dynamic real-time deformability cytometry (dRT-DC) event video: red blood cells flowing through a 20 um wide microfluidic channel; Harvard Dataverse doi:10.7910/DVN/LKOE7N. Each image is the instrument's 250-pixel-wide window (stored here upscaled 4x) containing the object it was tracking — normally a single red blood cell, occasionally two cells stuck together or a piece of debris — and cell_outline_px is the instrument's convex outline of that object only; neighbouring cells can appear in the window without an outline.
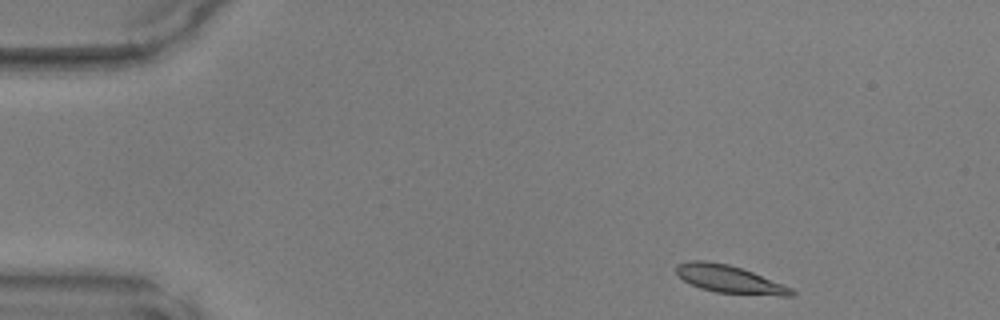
{"species": "common noctule bat (a hibernating species)", "species_latin": "Nyctalus noctula", "temperature_condition": "warm", "stored_images_in_passage": 43, "camera_frame_rate_fps": 3000, "um_per_image_px": 0.085, "animal": {"sex": "male", "body_mass_g": 17.9, "forearm_length_mm": 54.2}, "frame": {"image": 1, "passage_image": 1, "time_ms": 0.0, "image_size_px": [1000, 320], "cell_outline_px": [[796, 292], [792, 296], [780, 296], [716, 292], [700, 288], [684, 280], [676, 272], [676, 264], [688, 260], [704, 260], [728, 264], [752, 272], [792, 288]], "centroid_in_image_um": [61.99, 23.73], "position_along_channel_um": 23.0, "area_um2": 18.44}}
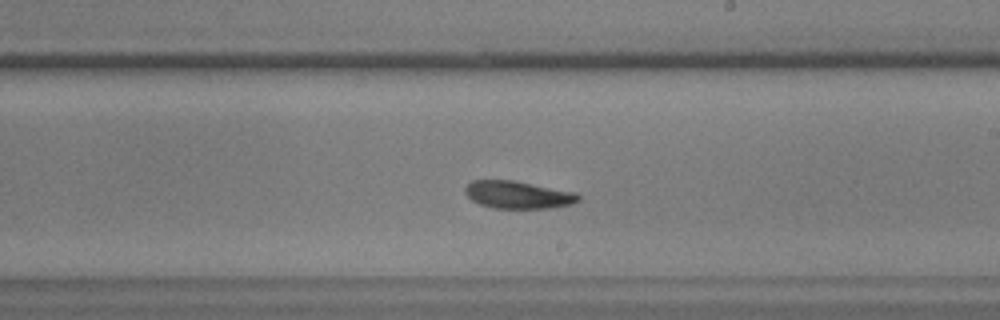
{"frame": {"image": 2, "passage_image": 23, "time_ms": 7.333, "image_size_px": [1000, 320], "cell_outline_px": [[580, 200], [572, 204], [552, 208], [492, 208], [480, 204], [472, 200], [464, 192], [464, 188], [472, 180], [512, 180], [576, 192], [580, 196]], "centroid_in_image_um": [44.04, 16.56], "position_along_channel_um": 245.0, "area_um2": 18.21}}
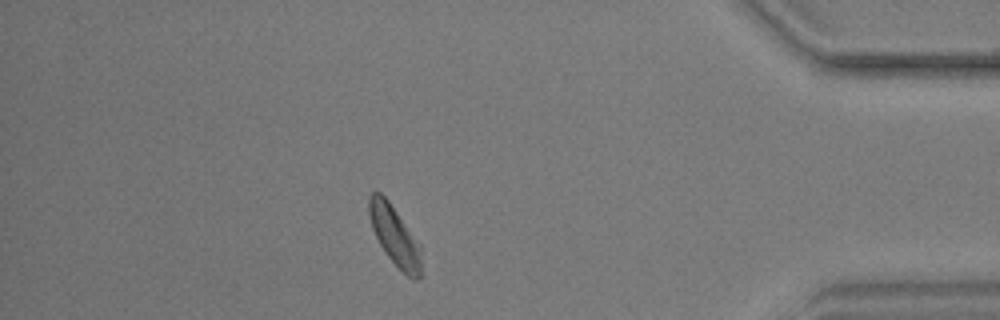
{"frame": {"image": 3, "passage_image": 37, "time_ms": 12.0, "image_size_px": [1000, 320], "cell_outline_px": [[424, 276], [416, 280], [412, 280], [388, 256], [380, 244], [372, 228], [368, 216], [368, 196], [372, 192], [380, 192], [388, 200], [420, 244]], "centroid_in_image_um": [33.58, 20.07], "position_along_channel_um": 401.6, "area_um2": 18.26}}